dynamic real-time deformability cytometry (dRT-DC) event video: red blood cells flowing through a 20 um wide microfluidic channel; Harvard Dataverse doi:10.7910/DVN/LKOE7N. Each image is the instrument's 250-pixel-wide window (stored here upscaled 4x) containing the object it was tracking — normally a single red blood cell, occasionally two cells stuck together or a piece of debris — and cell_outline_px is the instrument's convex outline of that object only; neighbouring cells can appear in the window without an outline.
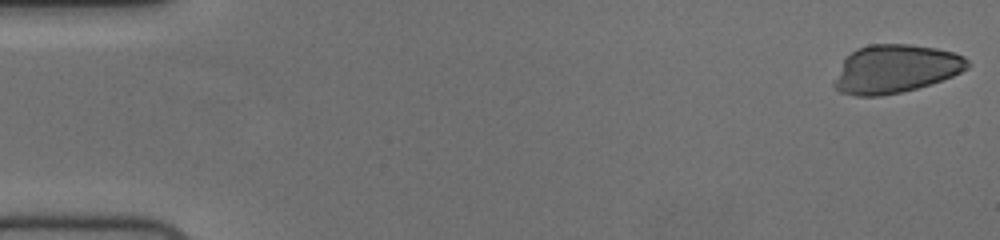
{"species": "human", "species_latin": "Homo sapiens", "temperature_condition": "cold", "stored_images_in_passage": 55, "camera_frame_rate_fps": 3000, "um_per_image_px": 0.085, "donor": {"sex": "female"}, "frame": {"image": 1, "passage_image": 1, "time_ms": 0.0, "image_size_px": [1000, 240], "cell_outline_px": [[968, 68], [952, 76], [916, 88], [900, 92], [880, 96], [856, 96], [840, 92], [832, 84], [844, 60], [856, 48], [868, 44], [908, 44], [936, 48], [952, 52], [964, 56], [968, 60]], "centroid_in_image_um": [76.09, 5.85], "position_along_channel_um": 8.9, "area_um2": 37.17}}
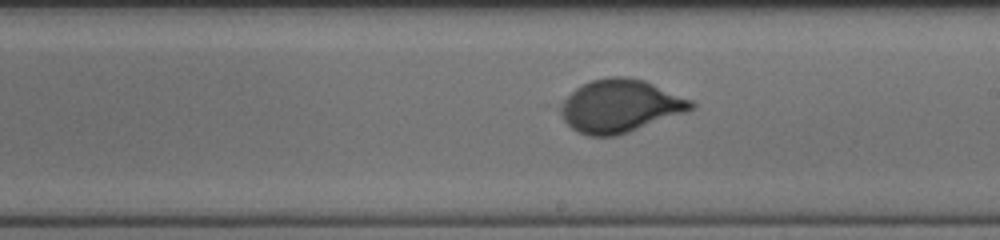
{"frame": {"image": 2, "passage_image": 32, "time_ms": 10.333, "image_size_px": [1000, 240], "cell_outline_px": [[696, 104], [692, 108], [684, 112], [628, 132], [616, 136], [588, 136], [572, 128], [564, 120], [560, 112], [560, 104], [576, 88], [592, 80], [612, 76], [624, 76], [644, 80], [692, 100]], "centroid_in_image_um": [52.69, 9.0], "position_along_channel_um": 236.3, "area_um2": 39.59}}
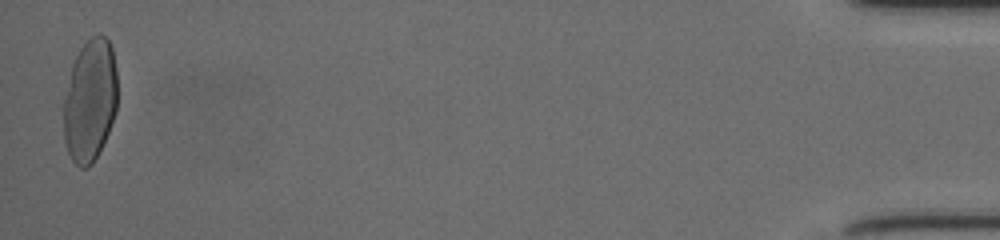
{"frame": {"image": 3, "passage_image": 55, "time_ms": 18.0, "image_size_px": [1000, 240], "cell_outline_px": [[116, 112], [108, 132], [92, 164], [88, 168], [80, 168], [72, 160], [68, 152], [64, 140], [64, 100], [72, 64], [80, 48], [92, 36], [100, 32], [108, 40], [112, 48], [116, 68]], "centroid_in_image_um": [7.65, 8.53], "position_along_channel_um": 427.6, "area_um2": 38.26}, "authors_computed_cell_mechanics": {"area_um2": 38.3214, "velocity_mm_per_s": 3.7186, "shape_relaxation_time_tau1_ms": 3.4709, "shape_relaxation_time_tau2_ms": null, "deformation_change_tau1": 0.1904, "deformation_change_tau2": null}}